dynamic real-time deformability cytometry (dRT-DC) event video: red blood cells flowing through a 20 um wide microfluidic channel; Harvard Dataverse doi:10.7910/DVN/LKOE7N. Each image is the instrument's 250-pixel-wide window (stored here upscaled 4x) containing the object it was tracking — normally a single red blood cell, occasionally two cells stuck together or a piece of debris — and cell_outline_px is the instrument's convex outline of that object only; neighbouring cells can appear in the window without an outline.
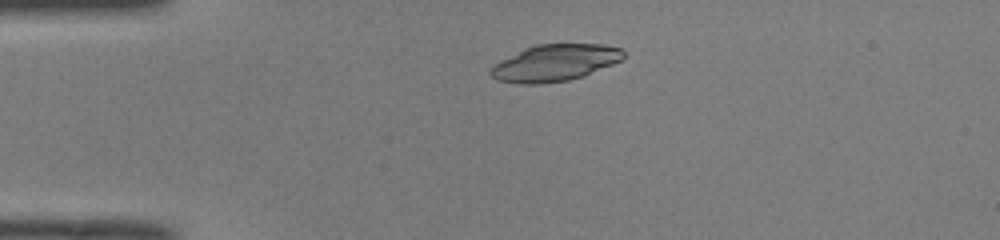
{"species": "common noctule bat (a hibernating species)", "species_latin": "Nyctalus noctula", "temperature_condition": "room temperature", "stored_images_in_passage": 46, "camera_frame_rate_fps": 3000, "um_per_image_px": 0.085, "animal": {"sex": "male", "body_mass_g": 19.0, "forearm_length_mm": 50.8}, "frame": {"image": 1, "passage_image": 7, "time_ms": 2.0, "image_size_px": [1000, 240], "cell_outline_px": [[624, 56], [620, 60], [612, 64], [584, 76], [568, 80], [540, 84], [520, 84], [496, 80], [488, 72], [500, 60], [524, 48], [536, 44], [604, 44], [620, 48], [624, 52]], "centroid_in_image_um": [47.14, 5.34], "position_along_channel_um": 37.9, "area_um2": 28.32}}
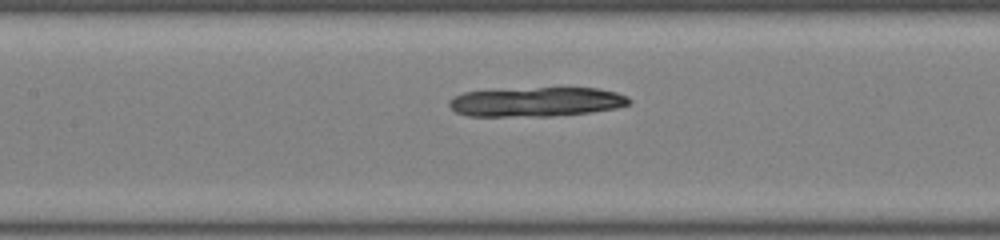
{"frame": {"image": 2, "passage_image": 19, "time_ms": 6.0, "image_size_px": [1000, 240], "cell_outline_px": [[632, 100], [628, 104], [616, 108], [592, 112], [552, 116], [468, 116], [456, 112], [448, 104], [448, 100], [464, 92], [492, 88], [596, 88], [616, 92], [628, 96]], "centroid_in_image_um": [45.56, 8.64], "position_along_channel_um": 161.8, "area_um2": 31.27}}
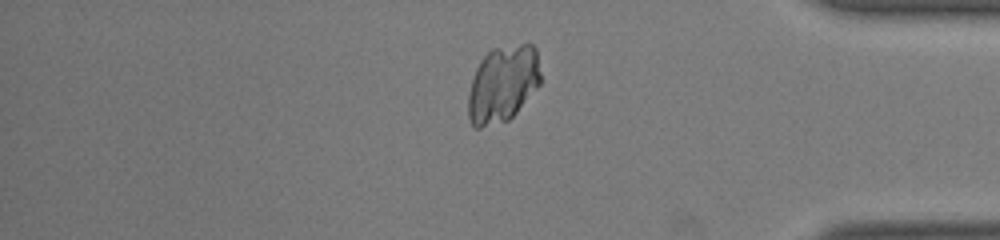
{"frame": {"image": 3, "passage_image": 38, "time_ms": 12.333, "image_size_px": [1000, 240], "cell_outline_px": [[540, 84], [516, 112], [508, 120], [480, 128], [476, 128], [468, 120], [468, 92], [476, 68], [480, 60], [492, 48], [520, 44], [532, 44], [536, 48], [540, 72]], "centroid_in_image_um": [42.72, 7.13], "position_along_channel_um": 392.5, "area_um2": 32.31}}